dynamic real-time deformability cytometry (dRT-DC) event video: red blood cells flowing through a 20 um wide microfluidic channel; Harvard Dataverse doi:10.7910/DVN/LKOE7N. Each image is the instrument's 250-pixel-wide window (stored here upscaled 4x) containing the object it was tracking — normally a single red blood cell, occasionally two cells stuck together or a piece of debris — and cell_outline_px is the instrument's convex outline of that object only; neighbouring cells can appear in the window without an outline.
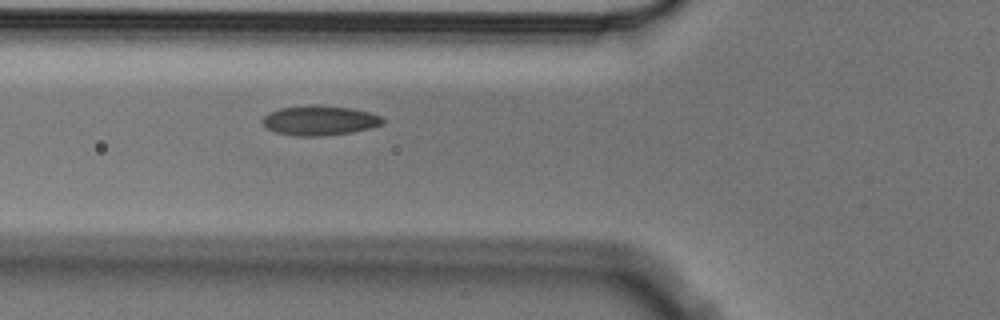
{"species": "Egyptian fruit bat (a non-hibernating species)", "species_latin": "Rousettus aegyptiacus", "temperature_condition": "cold", "stored_images_in_passage": 6, "camera_frame_rate_fps": 3000, "um_per_image_px": 0.085, "animal": {"sex": "male"}, "frame": {"image": 1, "passage_image": 6, "time_ms": 1.667, "image_size_px": [1000, 320], "cell_outline_px": [[384, 120], [380, 124], [372, 128], [352, 132], [324, 136], [296, 136], [276, 132], [268, 128], [264, 124], [264, 116], [268, 112], [280, 108], [352, 108], [372, 112], [380, 116]], "centroid_in_image_um": [27.21, 10.29], "position_along_channel_um": 98.6, "area_um2": 19.83}}